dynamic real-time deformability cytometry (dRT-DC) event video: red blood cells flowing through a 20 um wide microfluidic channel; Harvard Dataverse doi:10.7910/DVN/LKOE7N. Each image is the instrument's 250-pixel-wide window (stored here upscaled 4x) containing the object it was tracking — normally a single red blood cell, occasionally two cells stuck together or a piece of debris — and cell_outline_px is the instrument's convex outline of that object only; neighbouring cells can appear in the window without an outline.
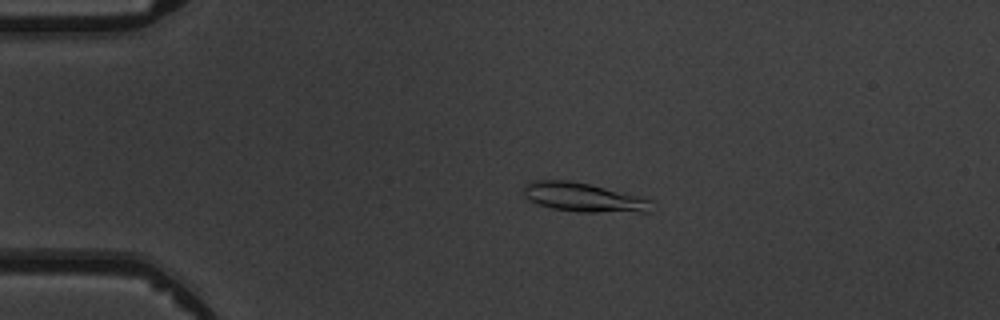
{"species": "common noctule bat (a hibernating species)", "species_latin": "Nyctalus noctula", "temperature_condition": "warm", "stored_images_in_passage": 5, "camera_frame_rate_fps": 3000, "um_per_image_px": 0.085, "animal": {"sex": "male", "body_mass_g": 19.5, "forearm_length_mm": 54.6}, "frame": {"image": 1, "passage_image": 4, "time_ms": 3.333, "image_size_px": [1000, 320], "cell_outline_px": [[652, 212], [580, 212], [552, 208], [540, 204], [524, 196], [524, 184], [528, 180], [568, 180], [588, 184], [652, 200]], "centroid_in_image_um": [49.58, 16.78], "position_along_channel_um": 35.4, "area_um2": 21.39}}